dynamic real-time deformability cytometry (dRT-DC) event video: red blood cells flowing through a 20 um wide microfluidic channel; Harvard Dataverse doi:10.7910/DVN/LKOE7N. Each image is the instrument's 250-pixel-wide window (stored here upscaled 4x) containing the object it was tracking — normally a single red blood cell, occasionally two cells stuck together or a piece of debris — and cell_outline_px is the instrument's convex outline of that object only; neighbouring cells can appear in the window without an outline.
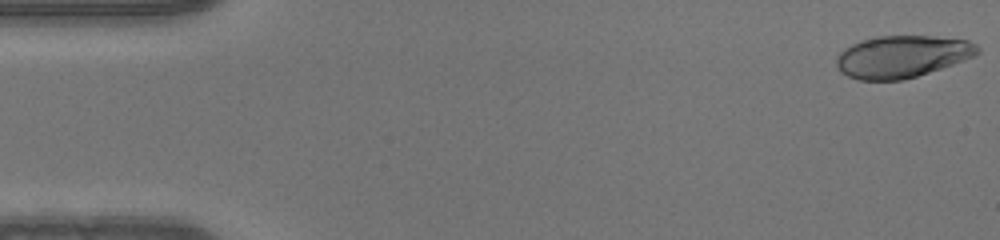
{"species": "human", "species_latin": "Homo sapiens", "temperature_condition": "warm", "stored_images_in_passage": 48, "camera_frame_rate_fps": 3000, "um_per_image_px": 0.085, "donor": {"sex": "male"}, "frame": {"image": 1, "passage_image": 1, "time_ms": 0.0, "image_size_px": [1000, 240], "cell_outline_px": [[980, 52], [976, 56], [916, 76], [900, 80], [860, 80], [848, 76], [840, 72], [836, 64], [836, 56], [844, 48], [860, 40], [876, 36], [932, 36], [968, 40], [976, 44], [980, 48]], "centroid_in_image_um": [76.66, 4.8], "position_along_channel_um": 8.3, "area_um2": 34.62}}
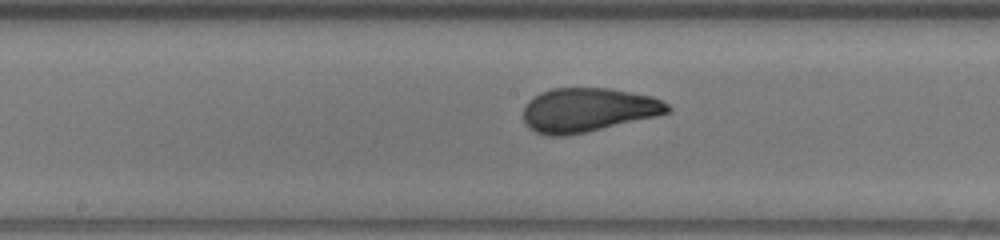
{"frame": {"image": 2, "passage_image": 25, "time_ms": 8.0, "image_size_px": [1000, 240], "cell_outline_px": [[672, 112], [656, 116], [584, 132], [564, 136], [548, 136], [536, 132], [528, 128], [524, 124], [524, 108], [528, 100], [540, 92], [552, 88], [608, 88], [652, 96], [668, 104], [672, 108]], "centroid_in_image_um": [49.95, 9.34], "position_along_channel_um": 198.3, "area_um2": 36.93}}
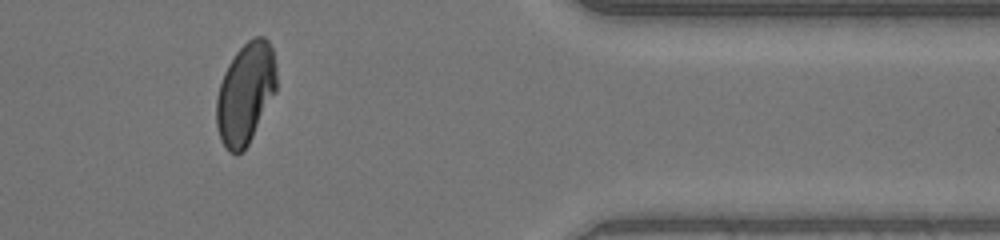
{"frame": {"image": 3, "passage_image": 41, "time_ms": 13.333, "image_size_px": [1000, 240], "cell_outline_px": [[276, 92], [248, 144], [240, 152], [228, 152], [220, 140], [216, 124], [216, 96], [224, 72], [228, 64], [236, 52], [248, 40], [256, 36], [264, 36], [268, 40], [272, 48], [276, 64]], "centroid_in_image_um": [20.86, 7.91], "position_along_channel_um": 390.5, "area_um2": 35.43}}